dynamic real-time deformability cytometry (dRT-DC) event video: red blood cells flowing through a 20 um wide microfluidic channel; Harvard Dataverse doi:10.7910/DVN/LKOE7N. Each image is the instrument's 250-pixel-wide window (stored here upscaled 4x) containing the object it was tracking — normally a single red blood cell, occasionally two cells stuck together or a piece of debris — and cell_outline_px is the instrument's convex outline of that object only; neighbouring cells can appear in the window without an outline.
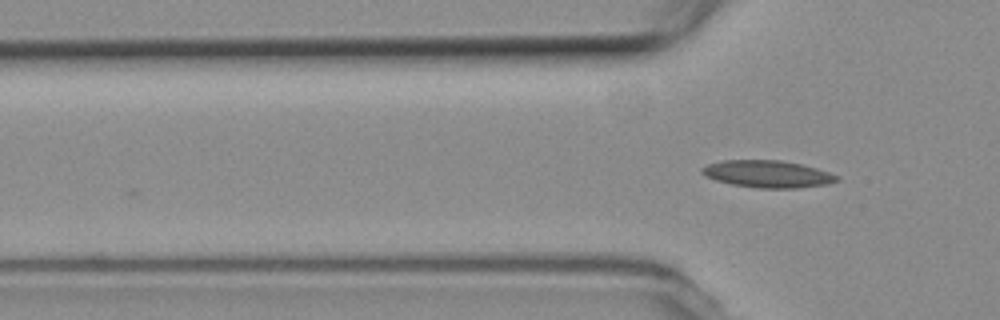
{"species": "common noctule bat (a hibernating species)", "species_latin": "Nyctalus noctula", "temperature_condition": "room temperature", "stored_images_in_passage": 4, "camera_frame_rate_fps": 3000, "um_per_image_px": 0.085, "animal": {"sex": "female", "body_mass_g": 19.3, "forearm_length_mm": 54.1}, "frame": {"image": 1, "passage_image": 4, "time_ms": 4.0, "image_size_px": [1000, 320], "cell_outline_px": [[840, 180], [828, 184], [796, 188], [756, 188], [732, 184], [716, 180], [704, 176], [700, 172], [700, 168], [708, 164], [724, 160], [780, 160], [800, 164], [816, 168], [840, 176]], "centroid_in_image_um": [65.24, 14.79], "position_along_channel_um": 60.6, "area_um2": 21.39}}